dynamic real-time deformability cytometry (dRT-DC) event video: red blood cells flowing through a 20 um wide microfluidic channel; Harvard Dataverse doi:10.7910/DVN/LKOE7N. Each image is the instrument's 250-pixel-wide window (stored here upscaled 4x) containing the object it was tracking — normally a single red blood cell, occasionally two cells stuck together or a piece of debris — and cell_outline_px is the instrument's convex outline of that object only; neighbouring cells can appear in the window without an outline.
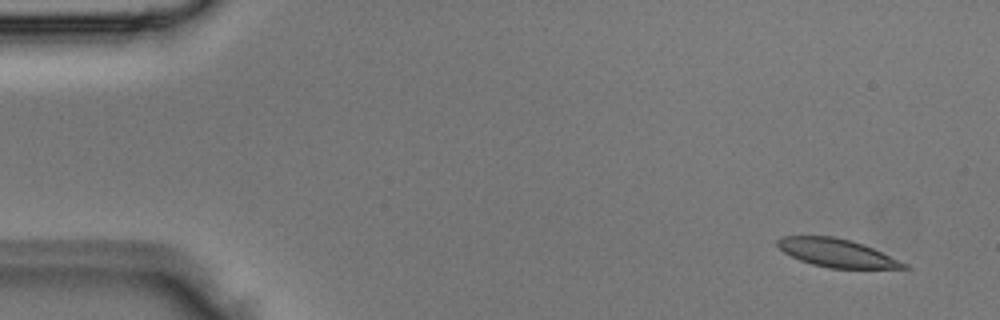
{"species": "Egyptian fruit bat (a non-hibernating species)", "species_latin": "Rousettus aegyptiacus", "temperature_condition": "room temperature", "stored_images_in_passage": 4, "camera_frame_rate_fps": 3000, "um_per_image_px": 0.085, "animal": {"sex": "male"}, "frame": {"image": 1, "passage_image": 1, "time_ms": 0.0, "image_size_px": [1000, 320], "cell_outline_px": [[908, 268], [828, 268], [812, 264], [800, 260], [784, 252], [776, 244], [776, 240], [780, 236], [832, 236], [852, 240], [864, 244], [908, 264]], "centroid_in_image_um": [71.1, 21.49], "position_along_channel_um": 13.9, "area_um2": 20.63}}